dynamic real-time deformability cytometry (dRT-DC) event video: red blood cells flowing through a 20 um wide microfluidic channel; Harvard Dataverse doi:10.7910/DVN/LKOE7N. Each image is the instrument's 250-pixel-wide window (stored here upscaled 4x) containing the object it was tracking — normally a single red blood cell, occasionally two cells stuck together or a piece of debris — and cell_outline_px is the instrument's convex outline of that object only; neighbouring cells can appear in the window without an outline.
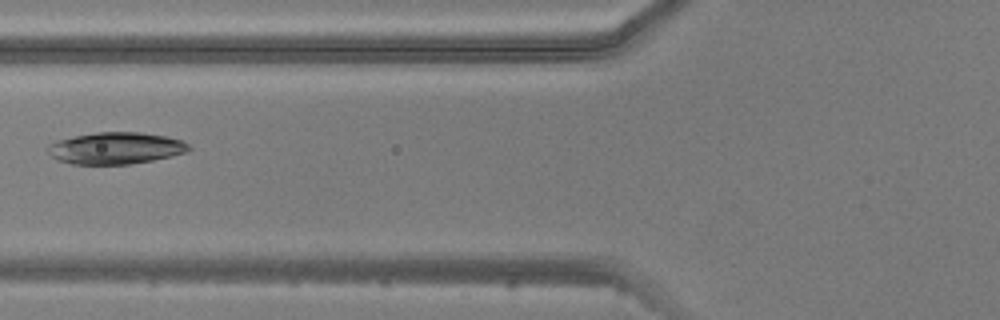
{"species": "common noctule bat (a hibernating species)", "species_latin": "Nyctalus noctula", "temperature_condition": "warm", "stored_images_in_passage": 7, "camera_frame_rate_fps": 3000, "um_per_image_px": 0.085, "animal": {"sex": "male", "body_mass_g": 20.5, "forearm_length_mm": 52.5}, "frame": {"image": 1, "passage_image": 6, "time_ms": 6.0, "image_size_px": [1000, 320], "cell_outline_px": [[192, 148], [188, 152], [172, 156], [152, 160], [128, 164], [72, 164], [56, 160], [48, 152], [48, 144], [56, 140], [96, 132], [140, 132], [168, 136], [180, 140], [188, 144]], "centroid_in_image_um": [9.84, 12.59], "position_along_channel_um": 116.0, "area_um2": 26.18}}
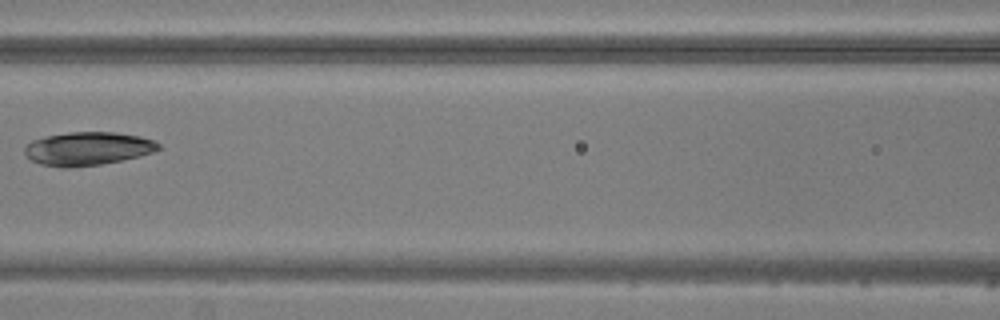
{"frame": {"image": 2, "passage_image": 7, "time_ms": 7.0, "image_size_px": [1000, 320], "cell_outline_px": [[160, 148], [152, 152], [140, 156], [100, 164], [68, 168], [64, 168], [40, 164], [24, 156], [24, 148], [32, 140], [48, 136], [68, 132], [116, 132], [140, 136], [152, 140], [160, 144]], "centroid_in_image_um": [7.43, 12.63], "position_along_channel_um": 159.2, "area_um2": 25.95}}